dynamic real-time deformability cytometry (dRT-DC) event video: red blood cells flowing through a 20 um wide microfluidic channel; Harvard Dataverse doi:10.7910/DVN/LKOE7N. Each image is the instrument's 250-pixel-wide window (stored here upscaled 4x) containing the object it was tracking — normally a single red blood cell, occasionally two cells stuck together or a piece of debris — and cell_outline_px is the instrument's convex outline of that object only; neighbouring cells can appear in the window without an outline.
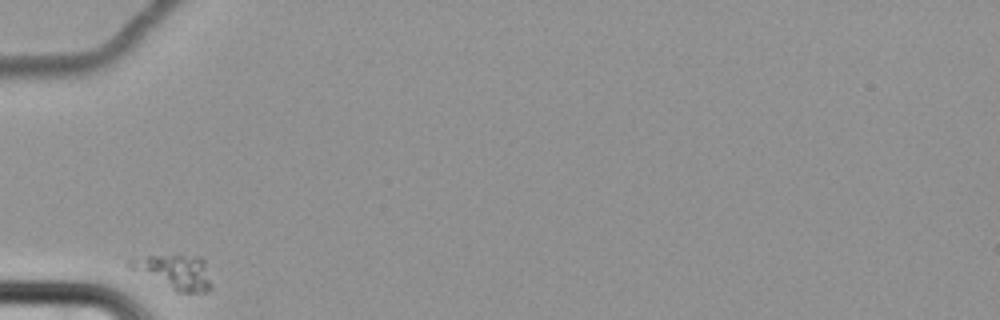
{"species": "common noctule bat (a hibernating species)", "species_latin": "Nyctalus noctula", "temperature_condition": "cold", "stored_images_in_passage": 33, "camera_frame_rate_fps": 3000, "um_per_image_px": 0.085, "animal": {"sex": "female", "body_mass_g": 22.7, "forearm_length_mm": 54.2}, "frame": {"image": 1, "passage_image": 1, "time_ms": 0.0, "image_size_px": [1000, 320], "cell_outline_px": [[212, 288], [208, 292], [176, 292], [128, 268], [124, 264], [128, 260], [148, 256], [180, 256], [204, 260]], "centroid_in_image_um": [14.77, 23.15], "position_along_channel_um": 70.2, "area_um2": 16.07}}
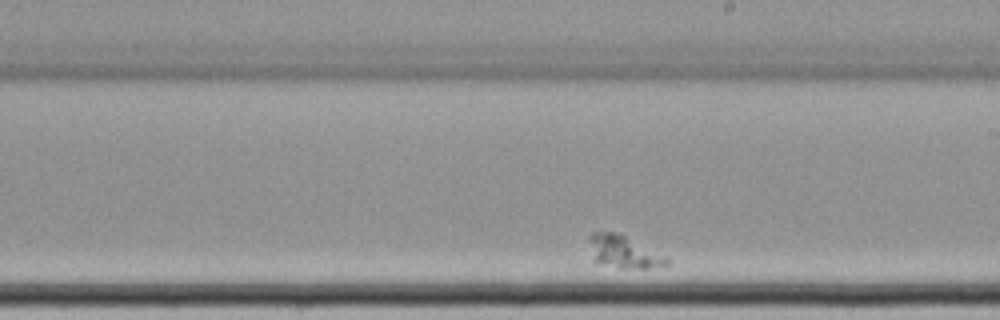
{"frame": {"image": 2, "passage_image": 19, "time_ms": 6.0, "image_size_px": [1000, 320], "cell_outline_px": [[668, 264], [648, 268], [620, 268], [596, 260], [588, 236], [592, 232], [620, 232], [668, 260]], "centroid_in_image_um": [52.98, 21.37], "position_along_channel_um": 236.0, "area_um2": 13.76}}
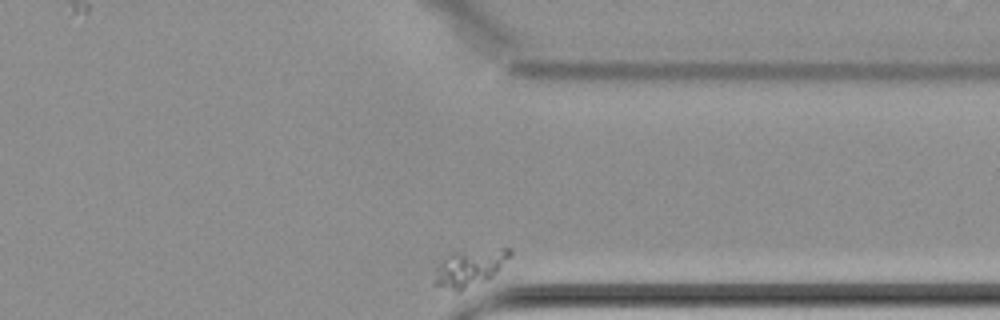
{"frame": {"image": 3, "passage_image": 33, "time_ms": 10.667, "image_size_px": [1000, 320], "cell_outline_px": [[512, 252], [492, 276], [460, 292], [456, 292], [432, 284], [432, 280], [436, 268], [444, 260], [452, 256], [500, 248], [512, 248]], "centroid_in_image_um": [39.87, 22.85], "position_along_channel_um": 371.5, "area_um2": 15.2}}